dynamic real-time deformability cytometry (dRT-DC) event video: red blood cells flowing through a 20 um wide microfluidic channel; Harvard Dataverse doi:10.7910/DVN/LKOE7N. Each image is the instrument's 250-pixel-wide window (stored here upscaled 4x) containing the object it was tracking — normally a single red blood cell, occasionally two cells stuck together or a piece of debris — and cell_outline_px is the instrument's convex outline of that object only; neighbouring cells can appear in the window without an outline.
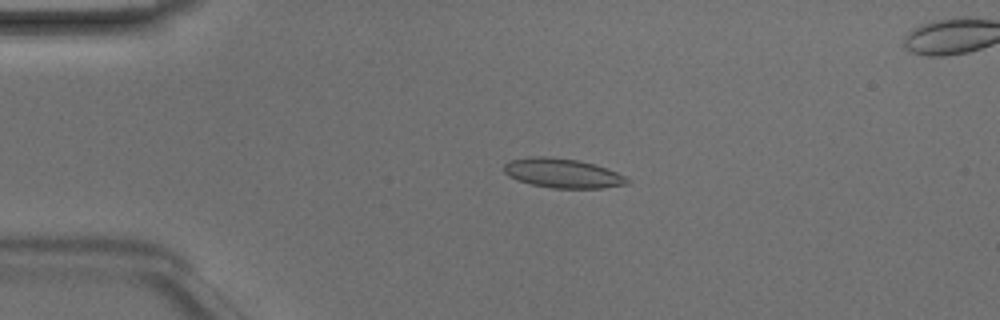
{"species": "Egyptian fruit bat (a non-hibernating species)", "species_latin": "Rousettus aegyptiacus", "temperature_condition": "room temperature", "stored_images_in_passage": 49, "segment_of_instrument_passage": [1, 2], "camera_frame_rate_fps": 3000, "um_per_image_px": 0.085, "animal": {"sex": "male"}, "frame": {"image": 1, "passage_image": 11, "time_ms": 3.333, "image_size_px": [1000, 320], "cell_outline_px": [[632, 180], [628, 184], [604, 188], [552, 188], [532, 184], [516, 180], [508, 176], [504, 172], [504, 164], [508, 160], [532, 156], [544, 156], [580, 160], [616, 172]], "centroid_in_image_um": [47.79, 14.72], "position_along_channel_um": 37.2, "area_um2": 21.15}}
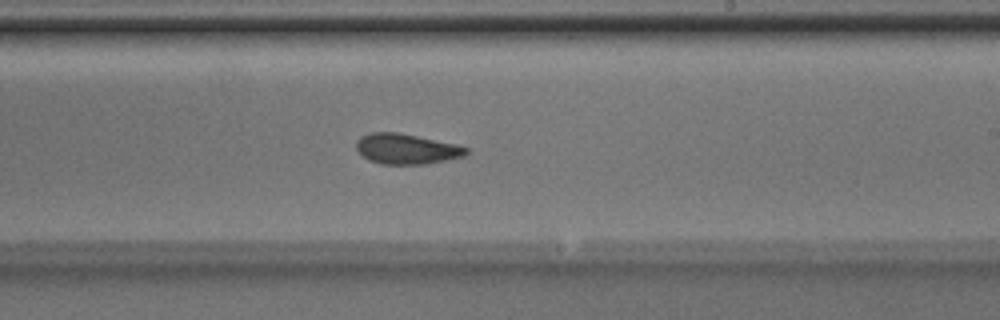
{"frame": {"image": 2, "passage_image": 29, "time_ms": 9.333, "image_size_px": [1000, 320], "cell_outline_px": [[468, 152], [464, 156], [428, 164], [380, 164], [368, 160], [356, 148], [356, 140], [360, 136], [372, 132], [396, 132], [456, 144], [468, 148]], "centroid_in_image_um": [34.53, 12.66], "position_along_channel_um": 254.5, "area_um2": 19.36}}
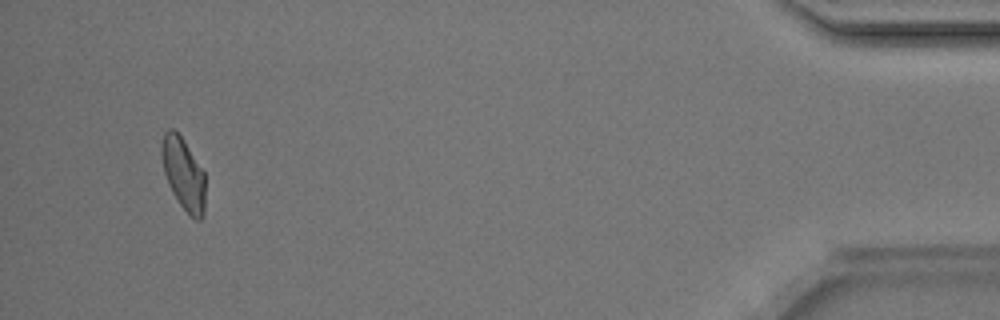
{"frame": {"image": 3, "passage_image": 46, "time_ms": 15.0, "image_size_px": [1000, 320], "cell_outline_px": [[204, 212], [200, 220], [196, 220], [180, 204], [172, 192], [168, 184], [164, 172], [160, 156], [160, 148], [164, 132], [168, 128], [172, 128], [184, 140], [204, 172]], "centroid_in_image_um": [15.56, 14.73], "position_along_channel_um": 419.6, "area_um2": 18.21}}